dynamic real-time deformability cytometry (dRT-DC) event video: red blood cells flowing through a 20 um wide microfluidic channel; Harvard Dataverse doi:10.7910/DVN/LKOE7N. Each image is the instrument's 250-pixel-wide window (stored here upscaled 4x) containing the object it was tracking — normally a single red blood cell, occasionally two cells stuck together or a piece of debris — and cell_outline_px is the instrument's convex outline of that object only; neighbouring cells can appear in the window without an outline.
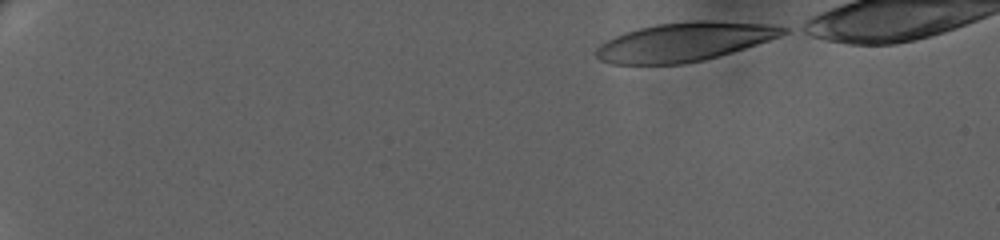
{"species": "human", "species_latin": "Homo sapiens", "temperature_condition": "warm", "stored_images_in_passage": 57, "camera_frame_rate_fps": 3000, "um_per_image_px": 0.085, "donor": {"sex": "female"}, "frame": {"image": 1, "passage_image": 1, "time_ms": 0.0, "image_size_px": [1000, 240], "cell_outline_px": [[788, 32], [780, 36], [744, 48], [716, 56], [700, 60], [680, 64], [612, 64], [600, 60], [596, 56], [596, 48], [600, 44], [624, 32], [656, 24], [688, 20], [708, 20], [764, 24], [788, 28]], "centroid_in_image_um": [58.13, 3.54], "position_along_channel_um": 26.9, "area_um2": 41.79}}
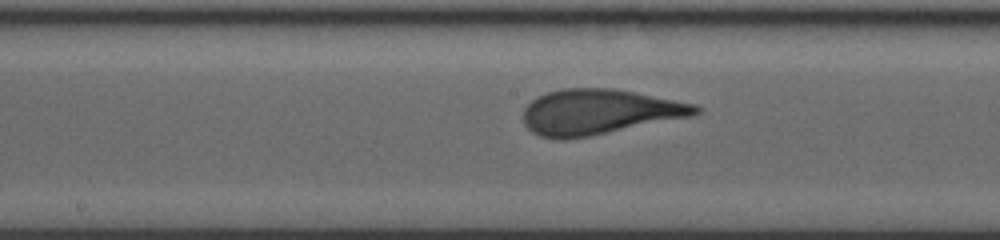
{"frame": {"image": 2, "passage_image": 30, "time_ms": 9.667, "image_size_px": [1000, 240], "cell_outline_px": [[700, 112], [688, 116], [588, 136], [564, 140], [560, 140], [540, 136], [532, 132], [524, 124], [524, 108], [532, 100], [548, 92], [560, 88], [612, 88], [696, 104], [700, 108]], "centroid_in_image_um": [50.85, 9.51], "position_along_channel_um": 197.3, "area_um2": 44.68}}
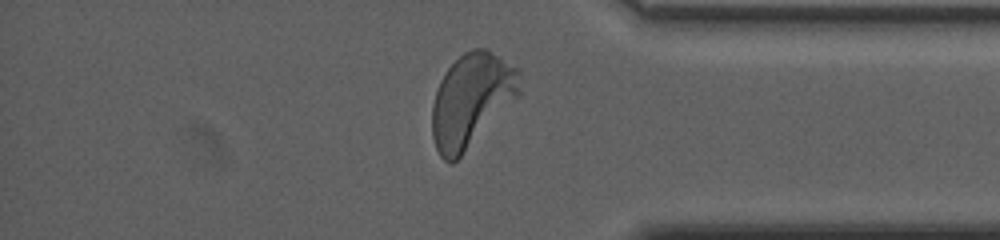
{"frame": {"image": 3, "passage_image": 49, "time_ms": 16.0, "image_size_px": [1000, 240], "cell_outline_px": [[520, 96], [452, 164], [444, 160], [440, 156], [436, 148], [432, 136], [432, 104], [440, 80], [448, 68], [464, 52], [472, 48], [484, 48], [520, 68]], "centroid_in_image_um": [40.09, 8.5], "position_along_channel_um": 395.1, "area_um2": 47.63}}